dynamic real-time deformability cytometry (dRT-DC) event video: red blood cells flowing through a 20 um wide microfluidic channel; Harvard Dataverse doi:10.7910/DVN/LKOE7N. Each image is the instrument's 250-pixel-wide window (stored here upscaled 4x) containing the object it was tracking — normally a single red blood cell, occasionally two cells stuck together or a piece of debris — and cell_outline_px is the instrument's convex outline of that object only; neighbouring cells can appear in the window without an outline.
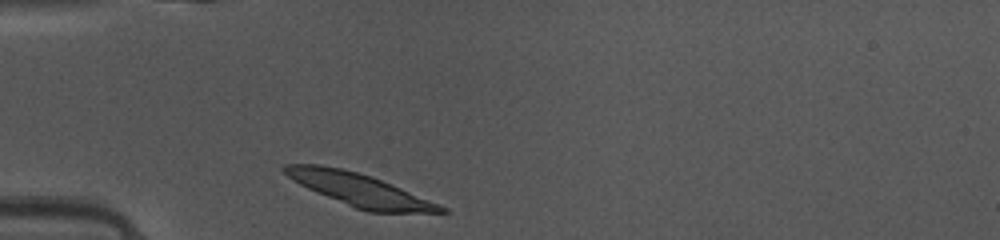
{"species": "common noctule bat (a hibernating species)", "species_latin": "Nyctalus noctula", "temperature_condition": "warm", "stored_images_in_passage": 35, "camera_frame_rate_fps": 3000, "um_per_image_px": 0.085, "animal": {"sex": "female", "body_mass_g": 10.0, "forearm_length_mm": 53.1}, "frame": {"image": 1, "passage_image": 1, "time_ms": 0.0, "image_size_px": [1000, 240], "cell_outline_px": [[448, 212], [368, 212], [356, 208], [316, 192], [300, 184], [288, 176], [280, 168], [284, 164], [320, 164], [340, 168], [372, 176], [448, 208]], "centroid_in_image_um": [30.52, 16.12], "position_along_channel_um": 54.5, "area_um2": 29.19}}
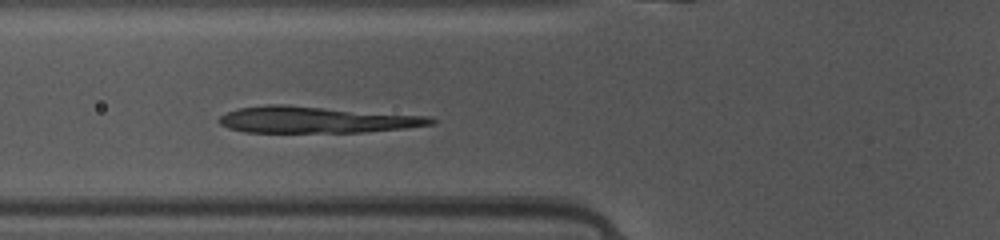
{"frame": {"image": 2, "passage_image": 5, "time_ms": 1.333, "image_size_px": [1000, 240], "cell_outline_px": [[436, 124], [404, 128], [364, 132], [244, 132], [228, 128], [220, 124], [216, 120], [220, 116], [228, 112], [240, 108], [268, 104], [284, 104], [432, 116], [436, 120]], "centroid_in_image_um": [26.92, 10.17], "position_along_channel_um": 98.9, "area_um2": 32.95}}